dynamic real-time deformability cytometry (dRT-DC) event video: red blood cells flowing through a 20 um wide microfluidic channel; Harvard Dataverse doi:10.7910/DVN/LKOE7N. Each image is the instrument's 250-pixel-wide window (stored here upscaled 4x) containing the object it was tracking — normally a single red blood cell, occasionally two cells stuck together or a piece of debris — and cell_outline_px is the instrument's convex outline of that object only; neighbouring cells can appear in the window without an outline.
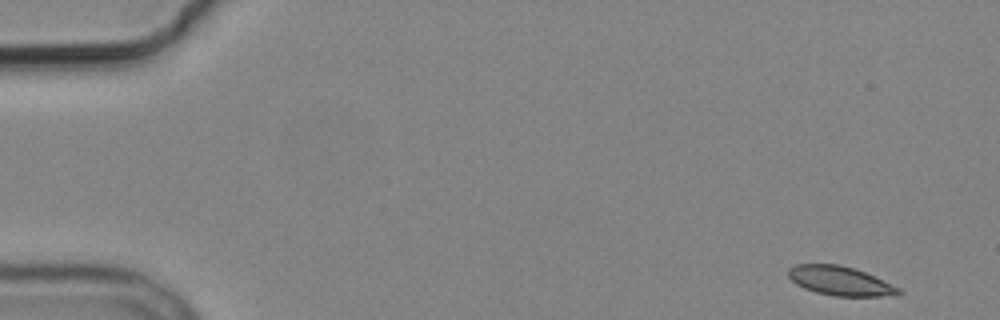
{"species": "common noctule bat (a hibernating species)", "species_latin": "Nyctalus noctula", "temperature_condition": "cold", "stored_images_in_passage": 5, "camera_frame_rate_fps": 3000, "um_per_image_px": 0.085, "animal": {"sex": "male", "body_mass_g": 19.2, "forearm_length_mm": 51.8}, "frame": {"image": 1, "passage_image": 1, "time_ms": 0.0, "image_size_px": [1000, 320], "cell_outline_px": [[904, 292], [880, 296], [832, 296], [816, 292], [804, 288], [796, 284], [788, 276], [788, 268], [796, 264], [836, 264], [852, 268], [864, 272], [900, 288]], "centroid_in_image_um": [71.36, 23.87], "position_along_channel_um": 13.6, "area_um2": 18.44}}
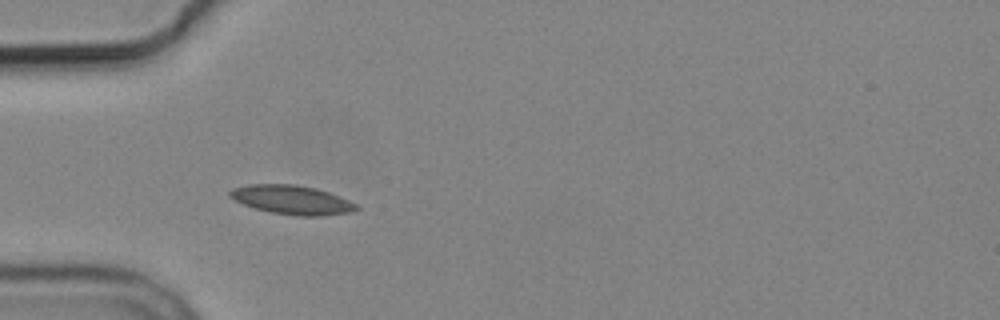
{"frame": {"image": 2, "passage_image": 4, "time_ms": 4.667, "image_size_px": [1000, 320], "cell_outline_px": [[360, 208], [352, 212], [324, 216], [296, 216], [272, 212], [256, 208], [244, 204], [228, 196], [228, 192], [232, 188], [248, 184], [296, 184], [316, 188], [328, 192], [348, 200], [356, 204]], "centroid_in_image_um": [24.82, 16.98], "position_along_channel_um": 60.2, "area_um2": 21.39}}
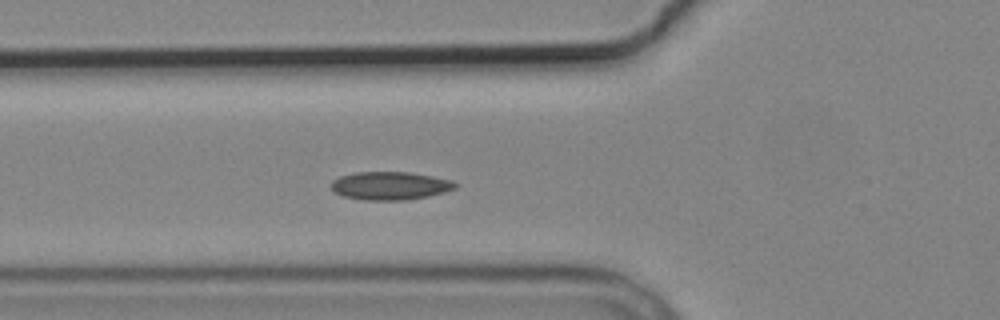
{"frame": {"image": 3, "passage_image": 5, "time_ms": 5.667, "image_size_px": [1000, 320], "cell_outline_px": [[460, 184], [456, 188], [444, 192], [428, 196], [404, 200], [364, 200], [344, 196], [336, 192], [332, 188], [332, 180], [340, 176], [356, 172], [408, 172], [432, 176], [452, 180]], "centroid_in_image_um": [33.19, 15.78], "position_along_channel_um": 92.6, "area_um2": 20.29}}